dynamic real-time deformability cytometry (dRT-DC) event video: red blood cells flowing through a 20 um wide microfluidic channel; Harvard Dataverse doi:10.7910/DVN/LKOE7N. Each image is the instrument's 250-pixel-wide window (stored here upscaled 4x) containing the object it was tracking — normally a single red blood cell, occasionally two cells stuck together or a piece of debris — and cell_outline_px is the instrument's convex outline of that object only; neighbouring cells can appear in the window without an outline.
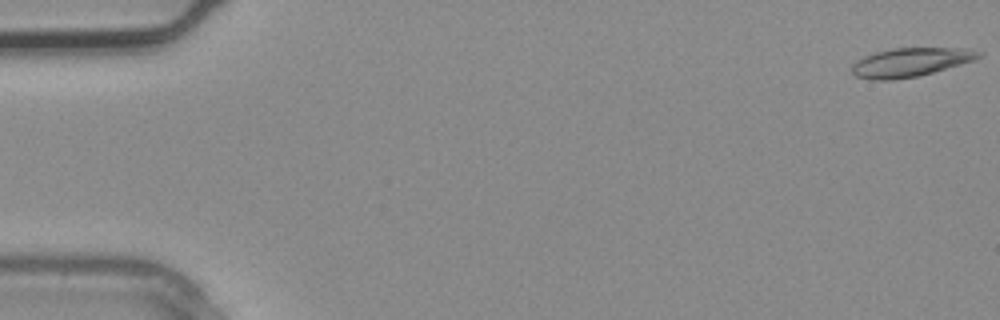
{"species": "common noctule bat (a hibernating species)", "species_latin": "Nyctalus noctula", "temperature_condition": "warm", "stored_images_in_passage": 4, "camera_frame_rate_fps": 3000, "um_per_image_px": 0.085, "animal": {"sex": "male", "body_mass_g": 20.4}, "frame": {"image": 1, "passage_image": 1, "time_ms": 0.0, "image_size_px": [1000, 320], "cell_outline_px": [[984, 52], [980, 56], [972, 60], [960, 64], [932, 72], [916, 76], [892, 80], [872, 80], [856, 76], [852, 72], [852, 64], [856, 60], [864, 56], [876, 52], [892, 48], [964, 48]], "centroid_in_image_um": [77.34, 5.28], "position_along_channel_um": 7.7, "area_um2": 21.04}}